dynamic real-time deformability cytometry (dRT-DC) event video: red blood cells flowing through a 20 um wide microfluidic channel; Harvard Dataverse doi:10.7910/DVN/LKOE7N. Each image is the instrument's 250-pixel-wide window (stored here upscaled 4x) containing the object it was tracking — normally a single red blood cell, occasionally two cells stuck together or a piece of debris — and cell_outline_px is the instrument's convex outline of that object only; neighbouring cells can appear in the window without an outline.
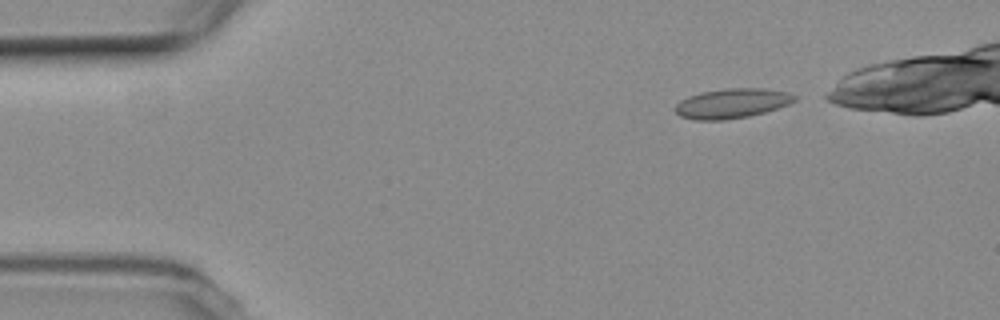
{"species": "common noctule bat (a hibernating species)", "species_latin": "Nyctalus noctula", "temperature_condition": "room temperature", "stored_images_in_passage": 6, "camera_frame_rate_fps": 3000, "um_per_image_px": 0.085, "animal": {"sex": "female", "body_mass_g": 19.3, "forearm_length_mm": 54.1}, "frame": {"image": 1, "passage_image": 1, "time_ms": 0.0, "image_size_px": [1000, 320], "cell_outline_px": [[796, 100], [788, 104], [764, 112], [748, 116], [724, 120], [696, 120], [680, 116], [676, 112], [676, 104], [680, 100], [688, 96], [700, 92], [728, 88], [764, 88], [788, 92], [796, 96]], "centroid_in_image_um": [62.2, 8.78], "position_along_channel_um": 22.8, "area_um2": 20.58}}
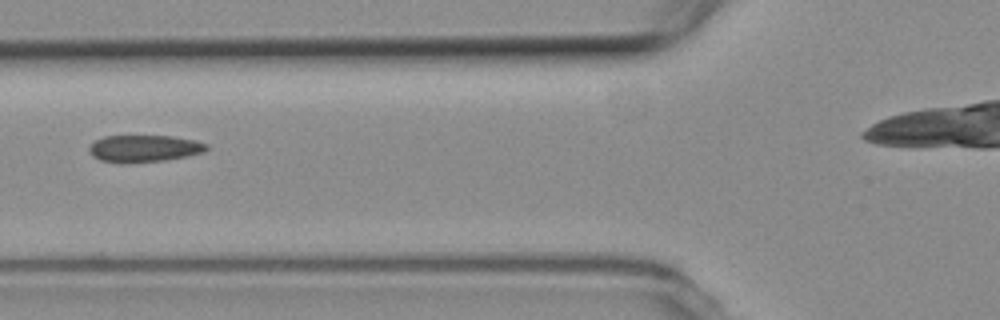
{"frame": {"image": 2, "passage_image": 5, "time_ms": 4.667, "image_size_px": [1000, 320], "cell_outline_px": [[208, 148], [204, 152], [164, 160], [124, 164], [120, 164], [100, 160], [92, 156], [88, 152], [88, 148], [96, 140], [104, 136], [172, 136], [196, 140], [208, 144]], "centroid_in_image_um": [12.22, 12.63], "position_along_channel_um": 113.6, "area_um2": 18.61}}
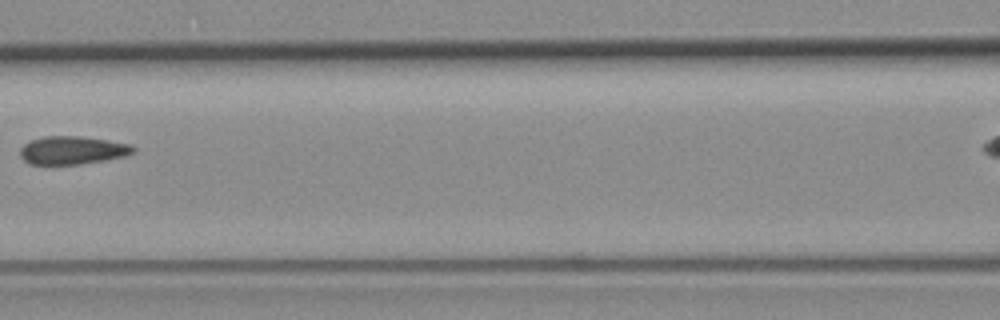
{"frame": {"image": 3, "passage_image": 6, "time_ms": 6.0, "image_size_px": [1000, 320], "cell_outline_px": [[136, 152], [128, 156], [80, 164], [28, 164], [20, 156], [20, 148], [24, 144], [32, 140], [44, 136], [80, 136], [132, 144], [136, 148]], "centroid_in_image_um": [6.19, 12.77], "position_along_channel_um": 160.4, "area_um2": 18.67}}